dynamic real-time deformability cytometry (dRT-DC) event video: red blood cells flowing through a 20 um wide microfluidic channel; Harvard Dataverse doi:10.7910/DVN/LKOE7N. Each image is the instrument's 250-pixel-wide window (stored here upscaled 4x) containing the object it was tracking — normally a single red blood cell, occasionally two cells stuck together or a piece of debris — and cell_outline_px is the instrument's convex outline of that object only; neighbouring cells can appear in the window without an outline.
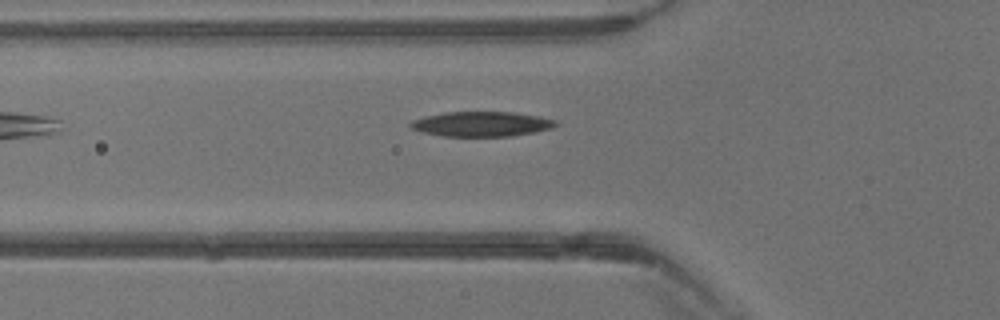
{"species": "common noctule bat (a hibernating species)", "species_latin": "Nyctalus noctula", "temperature_condition": "warm", "stored_images_in_passage": 32, "segment_of_instrument_passage": [1, 2], "camera_frame_rate_fps": 3000, "um_per_image_px": 0.085, "animal": {"sex": "male", "body_mass_g": 13.3}, "frame": {"image": 1, "passage_image": 5, "time_ms": 1.333, "image_size_px": [1000, 320], "cell_outline_px": [[556, 124], [552, 128], [512, 136], [444, 136], [424, 132], [412, 128], [408, 124], [412, 120], [424, 116], [444, 112], [512, 112], [536, 116], [556, 120]], "centroid_in_image_um": [40.89, 10.53], "position_along_channel_um": 84.9, "area_um2": 20.81}}
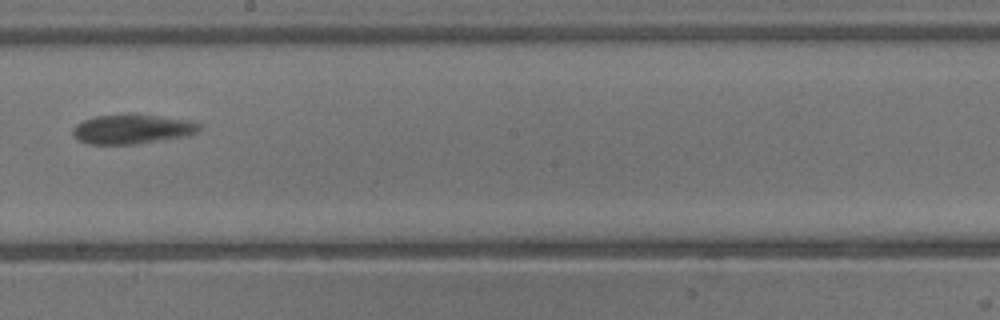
{"frame": {"image": 2, "passage_image": 14, "time_ms": 4.333, "image_size_px": [1000, 320], "cell_outline_px": [[200, 128], [196, 132], [188, 136], [136, 144], [88, 144], [76, 140], [72, 136], [72, 128], [76, 124], [84, 120], [96, 116], [156, 116], [184, 120], [200, 124]], "centroid_in_image_um": [11.16, 11.02], "position_along_channel_um": 237.0, "area_um2": 21.15}}
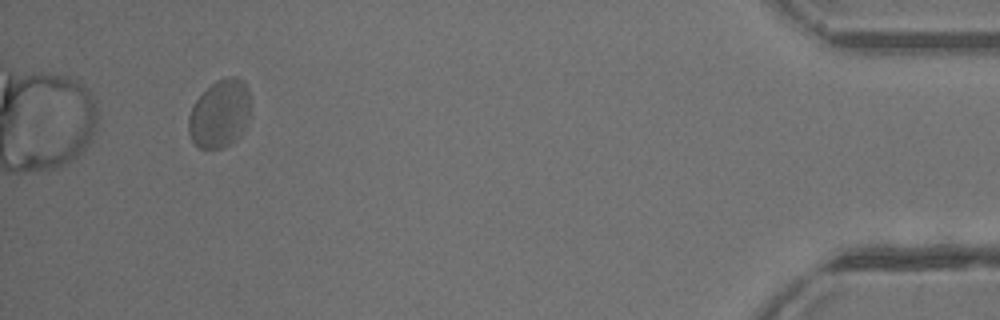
{"frame": {"image": 3, "passage_image": 29, "time_ms": 9.333, "image_size_px": [1000, 320], "cell_outline_px": [[248, 116], [240, 136], [232, 144], [220, 148], [200, 148], [192, 140], [188, 132], [188, 116], [196, 100], [216, 80], [228, 76], [236, 76], [244, 80], [248, 88]], "centroid_in_image_um": [18.67, 9.66], "position_along_channel_um": 416.5, "area_um2": 24.33}}